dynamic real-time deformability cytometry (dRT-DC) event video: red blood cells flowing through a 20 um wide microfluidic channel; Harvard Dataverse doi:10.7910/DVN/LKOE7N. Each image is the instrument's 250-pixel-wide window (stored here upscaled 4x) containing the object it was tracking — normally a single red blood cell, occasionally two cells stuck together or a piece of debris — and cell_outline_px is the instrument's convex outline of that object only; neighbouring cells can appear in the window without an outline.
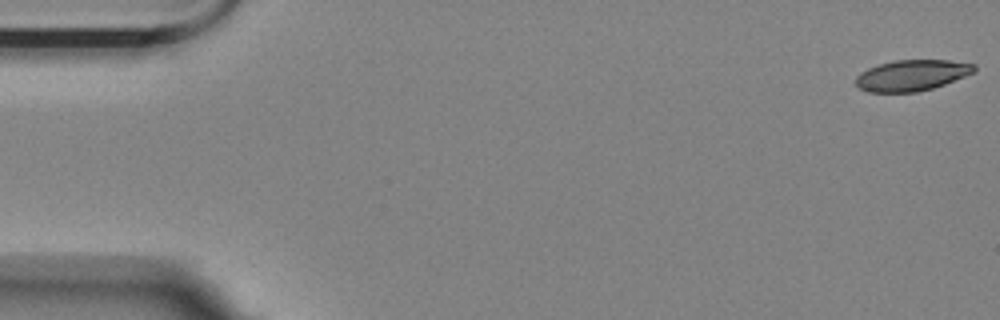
{"species": "Egyptian fruit bat (a non-hibernating species)", "species_latin": "Rousettus aegyptiacus", "temperature_condition": "room temperature", "stored_images_in_passage": 3, "camera_frame_rate_fps": 3000, "um_per_image_px": 0.085, "animal": {"sex": "female"}, "frame": {"image": 1, "passage_image": 1, "time_ms": 0.0, "image_size_px": [1000, 320], "cell_outline_px": [[976, 72], [944, 84], [932, 88], [916, 92], [868, 92], [860, 88], [856, 84], [856, 76], [860, 72], [868, 68], [880, 64], [896, 60], [948, 60], [976, 64]], "centroid_in_image_um": [77.52, 6.4], "position_along_channel_um": 7.5, "area_um2": 21.33}}